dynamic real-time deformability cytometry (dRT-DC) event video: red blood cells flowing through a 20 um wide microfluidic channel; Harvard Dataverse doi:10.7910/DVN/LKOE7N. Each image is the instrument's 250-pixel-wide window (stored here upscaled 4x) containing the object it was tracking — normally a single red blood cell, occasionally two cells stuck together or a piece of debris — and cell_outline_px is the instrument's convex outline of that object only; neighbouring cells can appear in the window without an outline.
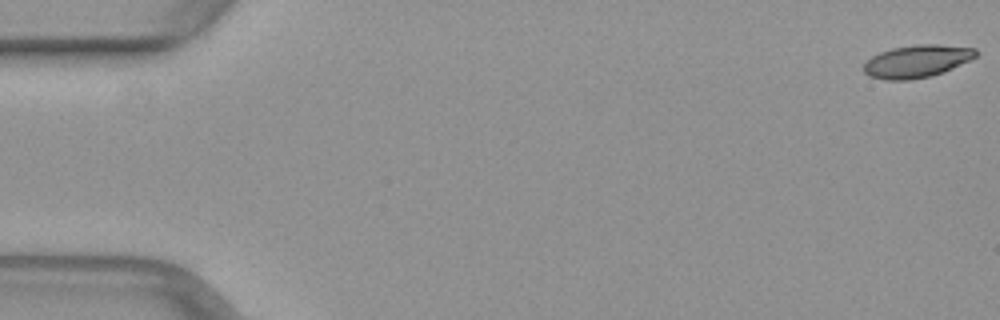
{"species": "common noctule bat (a hibernating species)", "species_latin": "Nyctalus noctula", "temperature_condition": "warm", "stored_images_in_passage": 52, "segment_of_instrument_passage": [1, 2], "camera_frame_rate_fps": 3000, "um_per_image_px": 0.085, "animal": {"sex": "female", "body_mass_g": 29.2, "forearm_length_mm": 56.3}, "frame": {"image": 1, "passage_image": 1, "time_ms": 0.0, "image_size_px": [1000, 320], "cell_outline_px": [[980, 52], [976, 56], [952, 68], [932, 76], [908, 80], [888, 80], [868, 76], [864, 72], [864, 64], [872, 56], [880, 52], [892, 48], [916, 44], [936, 44], [976, 48]], "centroid_in_image_um": [77.93, 5.2], "position_along_channel_um": 7.1, "area_um2": 21.21}}
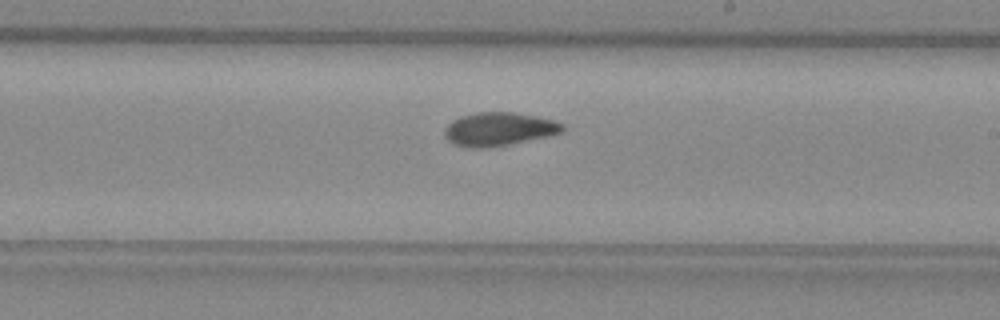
{"frame": {"image": 2, "passage_image": 30, "time_ms": 9.667, "image_size_px": [1000, 320], "cell_outline_px": [[564, 132], [548, 136], [508, 144], [456, 144], [448, 140], [444, 136], [444, 128], [452, 120], [460, 116], [476, 112], [512, 112], [552, 120], [564, 124]], "centroid_in_image_um": [42.44, 10.91], "position_along_channel_um": 246.6, "area_um2": 21.85}}
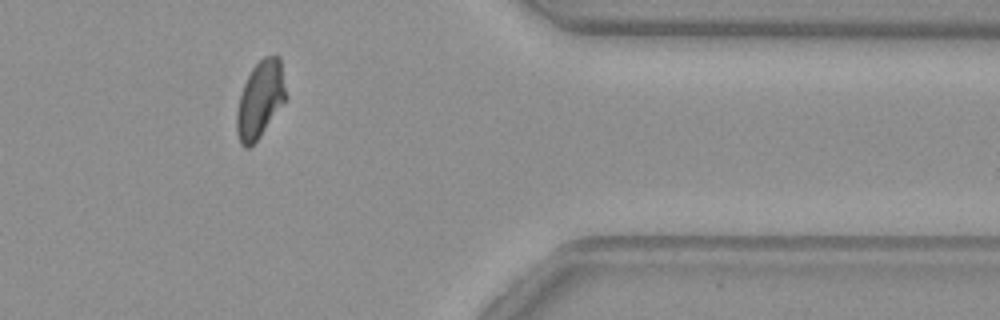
{"frame": {"image": 3, "passage_image": 42, "time_ms": 13.667, "image_size_px": [1000, 320], "cell_outline_px": [[288, 96], [260, 136], [248, 148], [244, 148], [240, 144], [236, 132], [236, 112], [240, 96], [244, 84], [252, 68], [264, 56], [280, 56]], "centroid_in_image_um": [22.12, 8.45], "position_along_channel_um": 389.3, "area_um2": 22.02}}